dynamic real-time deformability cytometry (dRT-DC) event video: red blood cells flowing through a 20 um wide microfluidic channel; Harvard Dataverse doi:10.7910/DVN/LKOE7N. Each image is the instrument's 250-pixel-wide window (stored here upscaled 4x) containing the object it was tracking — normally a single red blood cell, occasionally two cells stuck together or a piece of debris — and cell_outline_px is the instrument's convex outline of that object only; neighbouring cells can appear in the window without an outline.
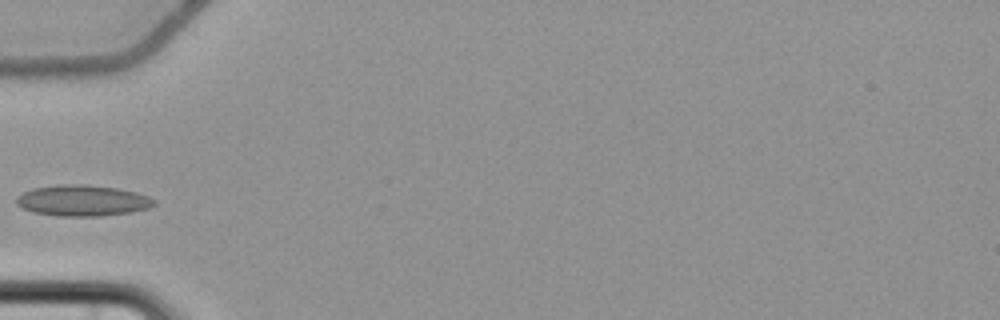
{"species": "common noctule bat (a hibernating species)", "species_latin": "Nyctalus noctula", "temperature_condition": "cold", "stored_images_in_passage": 3, "camera_frame_rate_fps": 3000, "um_per_image_px": 0.085, "animal": {"sex": "female", "body_mass_g": 22.7, "forearm_length_mm": 54.2}, "frame": {"image": 1, "passage_image": 3, "time_ms": 2.333, "image_size_px": [1000, 320], "cell_outline_px": [[156, 204], [148, 208], [128, 212], [100, 216], [56, 216], [32, 212], [20, 208], [16, 204], [16, 196], [32, 188], [60, 184], [84, 184], [116, 188], [136, 192], [148, 196], [156, 200]], "centroid_in_image_um": [6.97, 17.04], "position_along_channel_um": 78.0, "area_um2": 25.03}}